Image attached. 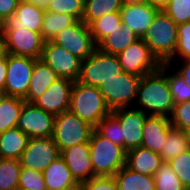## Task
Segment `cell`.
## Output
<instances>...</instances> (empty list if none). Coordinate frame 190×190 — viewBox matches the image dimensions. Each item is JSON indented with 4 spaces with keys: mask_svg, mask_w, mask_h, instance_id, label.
<instances>
[{
    "mask_svg": "<svg viewBox=\"0 0 190 190\" xmlns=\"http://www.w3.org/2000/svg\"><path fill=\"white\" fill-rule=\"evenodd\" d=\"M135 103L134 109L149 116H171L175 103L167 81V63L141 77Z\"/></svg>",
    "mask_w": 190,
    "mask_h": 190,
    "instance_id": "obj_1",
    "label": "cell"
},
{
    "mask_svg": "<svg viewBox=\"0 0 190 190\" xmlns=\"http://www.w3.org/2000/svg\"><path fill=\"white\" fill-rule=\"evenodd\" d=\"M178 25L159 10L141 38L160 63H166L173 55L178 43Z\"/></svg>",
    "mask_w": 190,
    "mask_h": 190,
    "instance_id": "obj_2",
    "label": "cell"
},
{
    "mask_svg": "<svg viewBox=\"0 0 190 190\" xmlns=\"http://www.w3.org/2000/svg\"><path fill=\"white\" fill-rule=\"evenodd\" d=\"M69 110L94 128L111 113L99 87L84 85L78 81L73 84Z\"/></svg>",
    "mask_w": 190,
    "mask_h": 190,
    "instance_id": "obj_3",
    "label": "cell"
},
{
    "mask_svg": "<svg viewBox=\"0 0 190 190\" xmlns=\"http://www.w3.org/2000/svg\"><path fill=\"white\" fill-rule=\"evenodd\" d=\"M89 149L94 176H114L125 166L126 151L95 130L89 141Z\"/></svg>",
    "mask_w": 190,
    "mask_h": 190,
    "instance_id": "obj_4",
    "label": "cell"
},
{
    "mask_svg": "<svg viewBox=\"0 0 190 190\" xmlns=\"http://www.w3.org/2000/svg\"><path fill=\"white\" fill-rule=\"evenodd\" d=\"M123 73L117 55H111L96 49L92 55L81 62L78 82L100 87L105 81Z\"/></svg>",
    "mask_w": 190,
    "mask_h": 190,
    "instance_id": "obj_5",
    "label": "cell"
},
{
    "mask_svg": "<svg viewBox=\"0 0 190 190\" xmlns=\"http://www.w3.org/2000/svg\"><path fill=\"white\" fill-rule=\"evenodd\" d=\"M94 127L70 110L55 116L53 140L60 153L74 145L89 143Z\"/></svg>",
    "mask_w": 190,
    "mask_h": 190,
    "instance_id": "obj_6",
    "label": "cell"
},
{
    "mask_svg": "<svg viewBox=\"0 0 190 190\" xmlns=\"http://www.w3.org/2000/svg\"><path fill=\"white\" fill-rule=\"evenodd\" d=\"M140 79L141 77L138 75L123 72L119 76L105 81L99 87L111 111L118 108H130L131 103L135 105Z\"/></svg>",
    "mask_w": 190,
    "mask_h": 190,
    "instance_id": "obj_7",
    "label": "cell"
},
{
    "mask_svg": "<svg viewBox=\"0 0 190 190\" xmlns=\"http://www.w3.org/2000/svg\"><path fill=\"white\" fill-rule=\"evenodd\" d=\"M52 41L82 61L97 49L89 26L82 20H77L73 25L64 28Z\"/></svg>",
    "mask_w": 190,
    "mask_h": 190,
    "instance_id": "obj_8",
    "label": "cell"
},
{
    "mask_svg": "<svg viewBox=\"0 0 190 190\" xmlns=\"http://www.w3.org/2000/svg\"><path fill=\"white\" fill-rule=\"evenodd\" d=\"M37 59L7 53V74L4 92L24 99L27 95L34 63Z\"/></svg>",
    "mask_w": 190,
    "mask_h": 190,
    "instance_id": "obj_9",
    "label": "cell"
},
{
    "mask_svg": "<svg viewBox=\"0 0 190 190\" xmlns=\"http://www.w3.org/2000/svg\"><path fill=\"white\" fill-rule=\"evenodd\" d=\"M117 57L123 72L140 77L156 71L161 65L141 38L119 53Z\"/></svg>",
    "mask_w": 190,
    "mask_h": 190,
    "instance_id": "obj_10",
    "label": "cell"
},
{
    "mask_svg": "<svg viewBox=\"0 0 190 190\" xmlns=\"http://www.w3.org/2000/svg\"><path fill=\"white\" fill-rule=\"evenodd\" d=\"M40 60L47 64L59 78H67L74 82L78 80L82 60L52 40L44 42Z\"/></svg>",
    "mask_w": 190,
    "mask_h": 190,
    "instance_id": "obj_11",
    "label": "cell"
},
{
    "mask_svg": "<svg viewBox=\"0 0 190 190\" xmlns=\"http://www.w3.org/2000/svg\"><path fill=\"white\" fill-rule=\"evenodd\" d=\"M1 31L5 40L6 53L40 59L45 42L41 33L27 28L1 29Z\"/></svg>",
    "mask_w": 190,
    "mask_h": 190,
    "instance_id": "obj_12",
    "label": "cell"
},
{
    "mask_svg": "<svg viewBox=\"0 0 190 190\" xmlns=\"http://www.w3.org/2000/svg\"><path fill=\"white\" fill-rule=\"evenodd\" d=\"M60 156V151L52 137L29 138L19 161L21 167L43 172Z\"/></svg>",
    "mask_w": 190,
    "mask_h": 190,
    "instance_id": "obj_13",
    "label": "cell"
},
{
    "mask_svg": "<svg viewBox=\"0 0 190 190\" xmlns=\"http://www.w3.org/2000/svg\"><path fill=\"white\" fill-rule=\"evenodd\" d=\"M55 116L25 102L18 120L17 128L29 138H48L53 136Z\"/></svg>",
    "mask_w": 190,
    "mask_h": 190,
    "instance_id": "obj_14",
    "label": "cell"
},
{
    "mask_svg": "<svg viewBox=\"0 0 190 190\" xmlns=\"http://www.w3.org/2000/svg\"><path fill=\"white\" fill-rule=\"evenodd\" d=\"M73 84L74 81L70 79L58 78L33 104L53 116H58L70 108Z\"/></svg>",
    "mask_w": 190,
    "mask_h": 190,
    "instance_id": "obj_15",
    "label": "cell"
},
{
    "mask_svg": "<svg viewBox=\"0 0 190 190\" xmlns=\"http://www.w3.org/2000/svg\"><path fill=\"white\" fill-rule=\"evenodd\" d=\"M118 119L121 126L122 138H124V150L141 147L143 137V126L148 115L133 106L118 108L111 111Z\"/></svg>",
    "mask_w": 190,
    "mask_h": 190,
    "instance_id": "obj_16",
    "label": "cell"
},
{
    "mask_svg": "<svg viewBox=\"0 0 190 190\" xmlns=\"http://www.w3.org/2000/svg\"><path fill=\"white\" fill-rule=\"evenodd\" d=\"M60 155L65 160L73 178L79 185L94 177L89 143L74 145L63 150Z\"/></svg>",
    "mask_w": 190,
    "mask_h": 190,
    "instance_id": "obj_17",
    "label": "cell"
},
{
    "mask_svg": "<svg viewBox=\"0 0 190 190\" xmlns=\"http://www.w3.org/2000/svg\"><path fill=\"white\" fill-rule=\"evenodd\" d=\"M44 14V10L37 8L32 3L19 1L14 14L0 24V29L27 28L41 33Z\"/></svg>",
    "mask_w": 190,
    "mask_h": 190,
    "instance_id": "obj_18",
    "label": "cell"
},
{
    "mask_svg": "<svg viewBox=\"0 0 190 190\" xmlns=\"http://www.w3.org/2000/svg\"><path fill=\"white\" fill-rule=\"evenodd\" d=\"M159 10L146 2L122 6L119 11L122 24L128 25L139 38H142Z\"/></svg>",
    "mask_w": 190,
    "mask_h": 190,
    "instance_id": "obj_19",
    "label": "cell"
},
{
    "mask_svg": "<svg viewBox=\"0 0 190 190\" xmlns=\"http://www.w3.org/2000/svg\"><path fill=\"white\" fill-rule=\"evenodd\" d=\"M171 127L169 117L148 115L143 126L141 146L159 154Z\"/></svg>",
    "mask_w": 190,
    "mask_h": 190,
    "instance_id": "obj_20",
    "label": "cell"
},
{
    "mask_svg": "<svg viewBox=\"0 0 190 190\" xmlns=\"http://www.w3.org/2000/svg\"><path fill=\"white\" fill-rule=\"evenodd\" d=\"M162 163L158 153L142 146L126 152L125 166L137 173L154 176Z\"/></svg>",
    "mask_w": 190,
    "mask_h": 190,
    "instance_id": "obj_21",
    "label": "cell"
},
{
    "mask_svg": "<svg viewBox=\"0 0 190 190\" xmlns=\"http://www.w3.org/2000/svg\"><path fill=\"white\" fill-rule=\"evenodd\" d=\"M43 178L47 190H67L81 187L73 178L61 155L44 169Z\"/></svg>",
    "mask_w": 190,
    "mask_h": 190,
    "instance_id": "obj_22",
    "label": "cell"
},
{
    "mask_svg": "<svg viewBox=\"0 0 190 190\" xmlns=\"http://www.w3.org/2000/svg\"><path fill=\"white\" fill-rule=\"evenodd\" d=\"M58 78L56 73L47 64L37 59L33 66L27 95L23 100L27 103H33Z\"/></svg>",
    "mask_w": 190,
    "mask_h": 190,
    "instance_id": "obj_23",
    "label": "cell"
},
{
    "mask_svg": "<svg viewBox=\"0 0 190 190\" xmlns=\"http://www.w3.org/2000/svg\"><path fill=\"white\" fill-rule=\"evenodd\" d=\"M138 39L137 34L128 25L122 24V29L109 33L97 44V49L107 54L118 55Z\"/></svg>",
    "mask_w": 190,
    "mask_h": 190,
    "instance_id": "obj_24",
    "label": "cell"
},
{
    "mask_svg": "<svg viewBox=\"0 0 190 190\" xmlns=\"http://www.w3.org/2000/svg\"><path fill=\"white\" fill-rule=\"evenodd\" d=\"M28 135L17 127L0 133V158L20 159L27 142Z\"/></svg>",
    "mask_w": 190,
    "mask_h": 190,
    "instance_id": "obj_25",
    "label": "cell"
},
{
    "mask_svg": "<svg viewBox=\"0 0 190 190\" xmlns=\"http://www.w3.org/2000/svg\"><path fill=\"white\" fill-rule=\"evenodd\" d=\"M114 178L118 190H155L154 176L134 172L126 166Z\"/></svg>",
    "mask_w": 190,
    "mask_h": 190,
    "instance_id": "obj_26",
    "label": "cell"
},
{
    "mask_svg": "<svg viewBox=\"0 0 190 190\" xmlns=\"http://www.w3.org/2000/svg\"><path fill=\"white\" fill-rule=\"evenodd\" d=\"M188 149H190L188 133L171 127L159 155L163 162H169Z\"/></svg>",
    "mask_w": 190,
    "mask_h": 190,
    "instance_id": "obj_27",
    "label": "cell"
},
{
    "mask_svg": "<svg viewBox=\"0 0 190 190\" xmlns=\"http://www.w3.org/2000/svg\"><path fill=\"white\" fill-rule=\"evenodd\" d=\"M24 103L22 98L4 96L0 101V133L17 127Z\"/></svg>",
    "mask_w": 190,
    "mask_h": 190,
    "instance_id": "obj_28",
    "label": "cell"
},
{
    "mask_svg": "<svg viewBox=\"0 0 190 190\" xmlns=\"http://www.w3.org/2000/svg\"><path fill=\"white\" fill-rule=\"evenodd\" d=\"M76 21L77 19L72 15L45 11L42 20L41 36L44 41H50L64 28L73 25Z\"/></svg>",
    "mask_w": 190,
    "mask_h": 190,
    "instance_id": "obj_29",
    "label": "cell"
},
{
    "mask_svg": "<svg viewBox=\"0 0 190 190\" xmlns=\"http://www.w3.org/2000/svg\"><path fill=\"white\" fill-rule=\"evenodd\" d=\"M122 8L121 0H85L82 21L89 26L94 20Z\"/></svg>",
    "mask_w": 190,
    "mask_h": 190,
    "instance_id": "obj_30",
    "label": "cell"
},
{
    "mask_svg": "<svg viewBox=\"0 0 190 190\" xmlns=\"http://www.w3.org/2000/svg\"><path fill=\"white\" fill-rule=\"evenodd\" d=\"M90 32L92 34L93 40L97 45L104 37L109 33L116 31L117 29H122V21L119 12H113L106 14L96 20H94L90 25Z\"/></svg>",
    "mask_w": 190,
    "mask_h": 190,
    "instance_id": "obj_31",
    "label": "cell"
},
{
    "mask_svg": "<svg viewBox=\"0 0 190 190\" xmlns=\"http://www.w3.org/2000/svg\"><path fill=\"white\" fill-rule=\"evenodd\" d=\"M20 170L18 159L0 158V190H17Z\"/></svg>",
    "mask_w": 190,
    "mask_h": 190,
    "instance_id": "obj_32",
    "label": "cell"
},
{
    "mask_svg": "<svg viewBox=\"0 0 190 190\" xmlns=\"http://www.w3.org/2000/svg\"><path fill=\"white\" fill-rule=\"evenodd\" d=\"M155 190H187L168 162H163L154 174Z\"/></svg>",
    "mask_w": 190,
    "mask_h": 190,
    "instance_id": "obj_33",
    "label": "cell"
},
{
    "mask_svg": "<svg viewBox=\"0 0 190 190\" xmlns=\"http://www.w3.org/2000/svg\"><path fill=\"white\" fill-rule=\"evenodd\" d=\"M94 130L100 136L107 138L124 149V138H122L121 126L118 119L112 113L105 116Z\"/></svg>",
    "mask_w": 190,
    "mask_h": 190,
    "instance_id": "obj_34",
    "label": "cell"
},
{
    "mask_svg": "<svg viewBox=\"0 0 190 190\" xmlns=\"http://www.w3.org/2000/svg\"><path fill=\"white\" fill-rule=\"evenodd\" d=\"M172 65L167 64V81L175 105L190 100V91L183 78L175 71H172ZM170 72V73H169ZM171 72H173L171 74Z\"/></svg>",
    "mask_w": 190,
    "mask_h": 190,
    "instance_id": "obj_35",
    "label": "cell"
},
{
    "mask_svg": "<svg viewBox=\"0 0 190 190\" xmlns=\"http://www.w3.org/2000/svg\"><path fill=\"white\" fill-rule=\"evenodd\" d=\"M177 34L178 43L176 50L174 52V55L166 62L172 66L174 64L173 60L175 61L177 59V56L178 59L190 60V21L179 24Z\"/></svg>",
    "mask_w": 190,
    "mask_h": 190,
    "instance_id": "obj_36",
    "label": "cell"
},
{
    "mask_svg": "<svg viewBox=\"0 0 190 190\" xmlns=\"http://www.w3.org/2000/svg\"><path fill=\"white\" fill-rule=\"evenodd\" d=\"M85 0H52L47 12L65 13L81 20L84 14Z\"/></svg>",
    "mask_w": 190,
    "mask_h": 190,
    "instance_id": "obj_37",
    "label": "cell"
},
{
    "mask_svg": "<svg viewBox=\"0 0 190 190\" xmlns=\"http://www.w3.org/2000/svg\"><path fill=\"white\" fill-rule=\"evenodd\" d=\"M18 188L27 190H47L43 172L21 167Z\"/></svg>",
    "mask_w": 190,
    "mask_h": 190,
    "instance_id": "obj_38",
    "label": "cell"
},
{
    "mask_svg": "<svg viewBox=\"0 0 190 190\" xmlns=\"http://www.w3.org/2000/svg\"><path fill=\"white\" fill-rule=\"evenodd\" d=\"M183 186L190 190V149L168 162Z\"/></svg>",
    "mask_w": 190,
    "mask_h": 190,
    "instance_id": "obj_39",
    "label": "cell"
},
{
    "mask_svg": "<svg viewBox=\"0 0 190 190\" xmlns=\"http://www.w3.org/2000/svg\"><path fill=\"white\" fill-rule=\"evenodd\" d=\"M163 11L177 24L190 21V0H170Z\"/></svg>",
    "mask_w": 190,
    "mask_h": 190,
    "instance_id": "obj_40",
    "label": "cell"
},
{
    "mask_svg": "<svg viewBox=\"0 0 190 190\" xmlns=\"http://www.w3.org/2000/svg\"><path fill=\"white\" fill-rule=\"evenodd\" d=\"M169 118L172 127L188 132L190 130V100L176 104Z\"/></svg>",
    "mask_w": 190,
    "mask_h": 190,
    "instance_id": "obj_41",
    "label": "cell"
},
{
    "mask_svg": "<svg viewBox=\"0 0 190 190\" xmlns=\"http://www.w3.org/2000/svg\"><path fill=\"white\" fill-rule=\"evenodd\" d=\"M80 186L82 190H118L114 176H94Z\"/></svg>",
    "mask_w": 190,
    "mask_h": 190,
    "instance_id": "obj_42",
    "label": "cell"
},
{
    "mask_svg": "<svg viewBox=\"0 0 190 190\" xmlns=\"http://www.w3.org/2000/svg\"><path fill=\"white\" fill-rule=\"evenodd\" d=\"M19 0H0V24L14 14Z\"/></svg>",
    "mask_w": 190,
    "mask_h": 190,
    "instance_id": "obj_43",
    "label": "cell"
},
{
    "mask_svg": "<svg viewBox=\"0 0 190 190\" xmlns=\"http://www.w3.org/2000/svg\"><path fill=\"white\" fill-rule=\"evenodd\" d=\"M175 71L183 78L190 91V60H182V66Z\"/></svg>",
    "mask_w": 190,
    "mask_h": 190,
    "instance_id": "obj_44",
    "label": "cell"
},
{
    "mask_svg": "<svg viewBox=\"0 0 190 190\" xmlns=\"http://www.w3.org/2000/svg\"><path fill=\"white\" fill-rule=\"evenodd\" d=\"M7 74V54L0 59V90L4 91Z\"/></svg>",
    "mask_w": 190,
    "mask_h": 190,
    "instance_id": "obj_45",
    "label": "cell"
},
{
    "mask_svg": "<svg viewBox=\"0 0 190 190\" xmlns=\"http://www.w3.org/2000/svg\"><path fill=\"white\" fill-rule=\"evenodd\" d=\"M169 1L170 0H145V2L148 5L154 7L156 9H158V10H163L167 6Z\"/></svg>",
    "mask_w": 190,
    "mask_h": 190,
    "instance_id": "obj_46",
    "label": "cell"
},
{
    "mask_svg": "<svg viewBox=\"0 0 190 190\" xmlns=\"http://www.w3.org/2000/svg\"><path fill=\"white\" fill-rule=\"evenodd\" d=\"M25 2L32 3L37 8L47 11L49 4L52 0H24Z\"/></svg>",
    "mask_w": 190,
    "mask_h": 190,
    "instance_id": "obj_47",
    "label": "cell"
},
{
    "mask_svg": "<svg viewBox=\"0 0 190 190\" xmlns=\"http://www.w3.org/2000/svg\"><path fill=\"white\" fill-rule=\"evenodd\" d=\"M6 48H5V40L3 33L0 29V59L3 58L6 55Z\"/></svg>",
    "mask_w": 190,
    "mask_h": 190,
    "instance_id": "obj_48",
    "label": "cell"
},
{
    "mask_svg": "<svg viewBox=\"0 0 190 190\" xmlns=\"http://www.w3.org/2000/svg\"><path fill=\"white\" fill-rule=\"evenodd\" d=\"M144 2L145 0H121L122 6L141 4Z\"/></svg>",
    "mask_w": 190,
    "mask_h": 190,
    "instance_id": "obj_49",
    "label": "cell"
},
{
    "mask_svg": "<svg viewBox=\"0 0 190 190\" xmlns=\"http://www.w3.org/2000/svg\"><path fill=\"white\" fill-rule=\"evenodd\" d=\"M5 95V92L0 90V101L4 98Z\"/></svg>",
    "mask_w": 190,
    "mask_h": 190,
    "instance_id": "obj_50",
    "label": "cell"
},
{
    "mask_svg": "<svg viewBox=\"0 0 190 190\" xmlns=\"http://www.w3.org/2000/svg\"><path fill=\"white\" fill-rule=\"evenodd\" d=\"M67 190H82L81 187H75V188H70V189H67Z\"/></svg>",
    "mask_w": 190,
    "mask_h": 190,
    "instance_id": "obj_51",
    "label": "cell"
},
{
    "mask_svg": "<svg viewBox=\"0 0 190 190\" xmlns=\"http://www.w3.org/2000/svg\"><path fill=\"white\" fill-rule=\"evenodd\" d=\"M187 133H188V137H189V140H190V130Z\"/></svg>",
    "mask_w": 190,
    "mask_h": 190,
    "instance_id": "obj_52",
    "label": "cell"
}]
</instances>
